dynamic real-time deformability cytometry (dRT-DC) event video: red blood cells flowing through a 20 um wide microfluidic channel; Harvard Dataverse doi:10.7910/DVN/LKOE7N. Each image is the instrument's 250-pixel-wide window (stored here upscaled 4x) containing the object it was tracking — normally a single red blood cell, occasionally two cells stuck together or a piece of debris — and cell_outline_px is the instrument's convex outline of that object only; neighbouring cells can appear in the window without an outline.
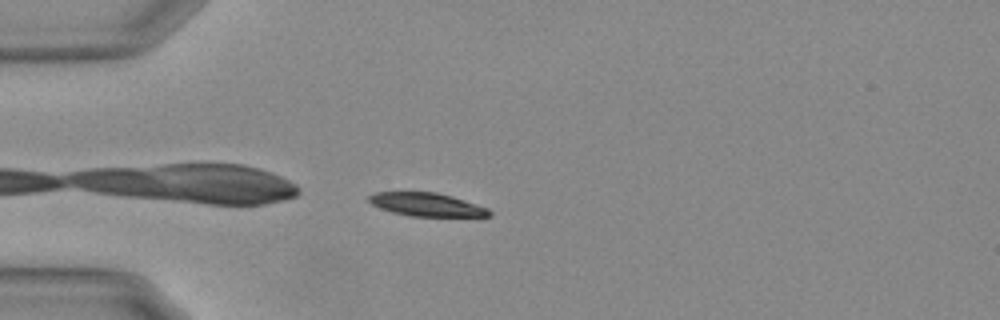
{"species": "Egyptian fruit bat (a non-hibernating species)", "species_latin": "Rousettus aegyptiacus", "temperature_condition": "warm", "stored_images_in_passage": 4, "camera_frame_rate_fps": 3000, "um_per_image_px": 0.085, "animal": {"sex": "female"}, "frame": {"image": 1, "passage_image": 1, "time_ms": 0.0, "image_size_px": [1000, 320], "cell_outline_px": [[492, 216], [408, 216], [392, 212], [380, 208], [372, 204], [368, 200], [368, 196], [376, 192], [436, 192], [452, 196], [488, 208], [492, 212]], "centroid_in_image_um": [36.26, 17.39], "position_along_channel_um": 48.7, "area_um2": 16.3}}